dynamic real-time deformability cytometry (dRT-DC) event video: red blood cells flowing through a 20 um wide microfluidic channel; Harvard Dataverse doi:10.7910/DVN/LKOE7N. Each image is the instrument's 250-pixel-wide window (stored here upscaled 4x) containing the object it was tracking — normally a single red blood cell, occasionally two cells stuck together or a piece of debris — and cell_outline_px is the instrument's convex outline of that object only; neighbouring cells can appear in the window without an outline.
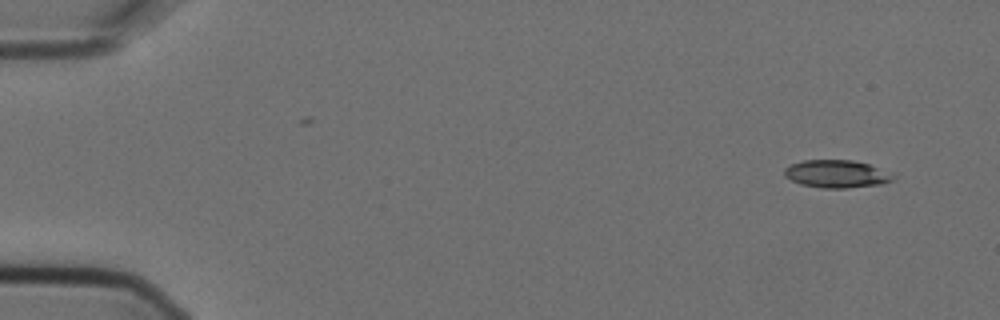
{"species": "Egyptian fruit bat (a non-hibernating species)", "species_latin": "Rousettus aegyptiacus", "temperature_condition": "cold", "stored_images_in_passage": 6, "camera_frame_rate_fps": 3000, "um_per_image_px": 0.085, "animal": {"sex": "female"}, "frame": {"image": 1, "passage_image": 1, "time_ms": 0.0, "image_size_px": [1000, 320], "cell_outline_px": [[896, 176], [892, 180], [880, 184], [844, 188], [824, 188], [800, 184], [784, 176], [784, 168], [792, 164], [804, 160], [852, 160], [868, 164], [896, 172]], "centroid_in_image_um": [71.16, 14.77], "position_along_channel_um": 13.8, "area_um2": 17.69}}
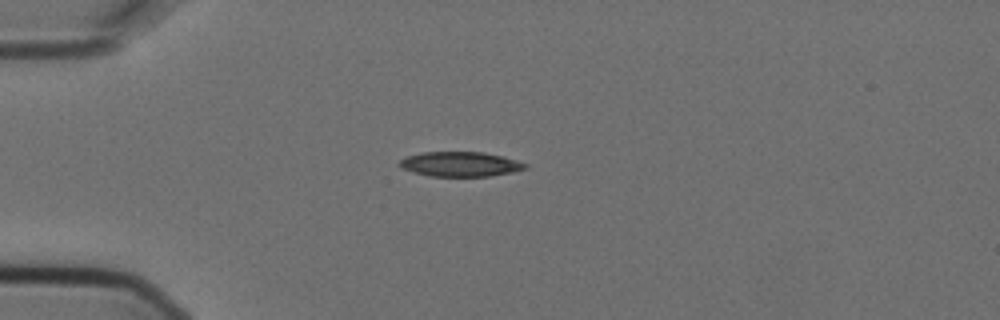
{"frame": {"image": 2, "passage_image": 4, "time_ms": 1.0, "image_size_px": [1000, 320], "cell_outline_px": [[528, 168], [512, 172], [488, 176], [432, 176], [416, 172], [404, 168], [400, 164], [400, 160], [404, 156], [420, 152], [484, 152], [504, 156], [528, 164]], "centroid_in_image_um": [39.17, 13.93], "position_along_channel_um": 45.8, "area_um2": 18.03}}
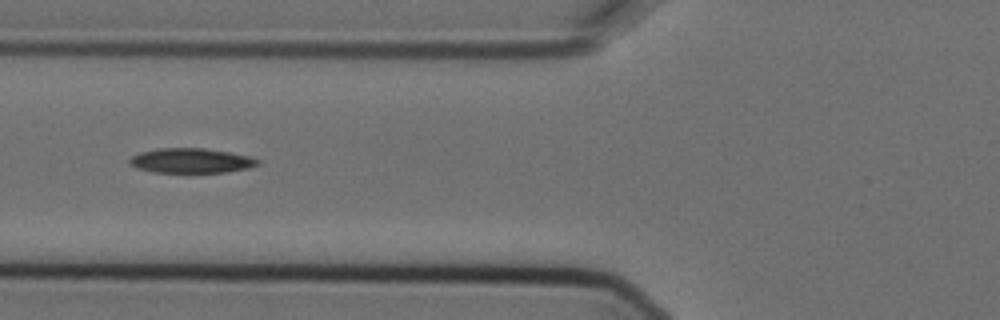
{"frame": {"image": 3, "passage_image": 6, "time_ms": 1.667, "image_size_px": [1000, 320], "cell_outline_px": [[260, 164], [248, 168], [224, 172], [152, 172], [136, 168], [128, 164], [128, 160], [132, 156], [140, 152], [160, 148], [204, 148], [228, 152], [248, 156], [260, 160]], "centroid_in_image_um": [16.21, 13.65], "position_along_channel_um": 109.6, "area_um2": 18.44}}